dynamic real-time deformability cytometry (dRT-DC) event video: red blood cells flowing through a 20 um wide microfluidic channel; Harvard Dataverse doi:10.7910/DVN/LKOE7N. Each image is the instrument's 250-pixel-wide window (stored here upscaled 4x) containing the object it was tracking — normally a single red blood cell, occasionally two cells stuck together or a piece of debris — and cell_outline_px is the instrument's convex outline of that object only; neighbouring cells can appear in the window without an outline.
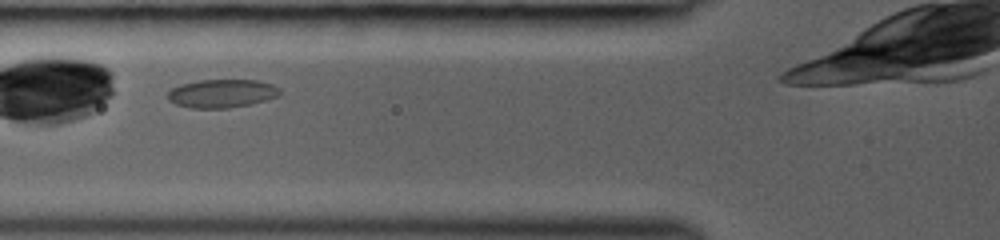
{"species": "common noctule bat (a hibernating species)", "species_latin": "Nyctalus noctula", "temperature_condition": "room temperature", "stored_images_in_passage": 8, "camera_frame_rate_fps": 3000, "um_per_image_px": 0.085, "animal": {"sex": "female", "body_mass_g": 19.0, "forearm_length_mm": 53.3}, "frame": {"image": 1, "passage_image": 3, "time_ms": 0.667, "image_size_px": [1000, 240], "cell_outline_px": [[280, 96], [248, 104], [228, 108], [188, 108], [176, 104], [168, 100], [168, 92], [172, 88], [180, 84], [200, 80], [256, 80], [272, 84], [280, 88]], "centroid_in_image_um": [18.84, 7.94], "position_along_channel_um": 107.0, "area_um2": 18.5}}
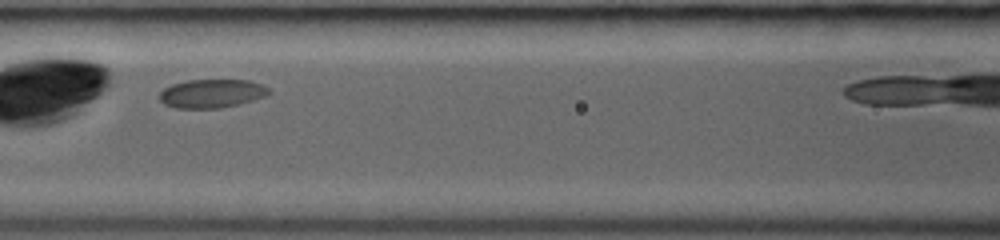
{"frame": {"image": 2, "passage_image": 6, "time_ms": 1.667, "image_size_px": [1000, 240], "cell_outline_px": [[272, 92], [264, 96], [240, 104], [220, 108], [176, 108], [164, 104], [156, 96], [164, 88], [172, 84], [188, 80], [248, 80], [260, 84], [268, 88]], "centroid_in_image_um": [17.96, 7.95], "position_along_channel_um": 148.6, "area_um2": 18.26}}